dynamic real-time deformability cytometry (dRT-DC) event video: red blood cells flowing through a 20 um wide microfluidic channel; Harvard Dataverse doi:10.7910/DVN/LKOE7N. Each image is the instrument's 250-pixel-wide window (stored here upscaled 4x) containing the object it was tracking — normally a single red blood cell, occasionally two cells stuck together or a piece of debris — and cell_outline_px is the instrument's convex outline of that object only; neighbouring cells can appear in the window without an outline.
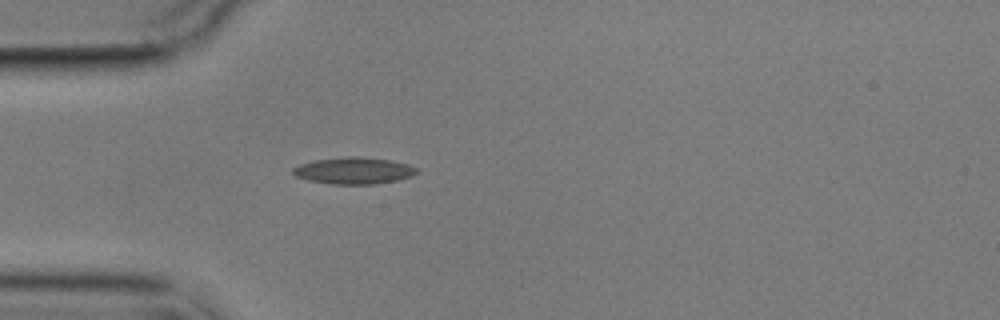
{"species": "common noctule bat (a hibernating species)", "species_latin": "Nyctalus noctula", "temperature_condition": "cold", "stored_images_in_passage": 5, "camera_frame_rate_fps": 3000, "um_per_image_px": 0.085, "animal": {"sex": "male", "body_mass_g": 17.9}, "frame": {"image": 1, "passage_image": 5, "time_ms": 4.667, "image_size_px": [1000, 320], "cell_outline_px": [[416, 172], [412, 176], [396, 180], [372, 184], [332, 184], [308, 180], [296, 176], [292, 172], [292, 168], [300, 164], [312, 160], [344, 156], [360, 156], [388, 160], [408, 164], [416, 168]], "centroid_in_image_um": [30.02, 14.49], "position_along_channel_um": 55.0, "area_um2": 19.19}}